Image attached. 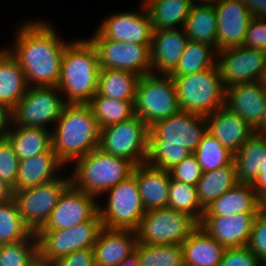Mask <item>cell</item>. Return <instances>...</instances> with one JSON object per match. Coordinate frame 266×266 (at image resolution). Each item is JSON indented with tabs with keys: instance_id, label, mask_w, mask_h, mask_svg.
Returning a JSON list of instances; mask_svg holds the SVG:
<instances>
[{
	"instance_id": "1",
	"label": "cell",
	"mask_w": 266,
	"mask_h": 266,
	"mask_svg": "<svg viewBox=\"0 0 266 266\" xmlns=\"http://www.w3.org/2000/svg\"><path fill=\"white\" fill-rule=\"evenodd\" d=\"M47 22L30 21L21 25L13 48L7 49L24 71L28 86H56L66 46Z\"/></svg>"
},
{
	"instance_id": "2",
	"label": "cell",
	"mask_w": 266,
	"mask_h": 266,
	"mask_svg": "<svg viewBox=\"0 0 266 266\" xmlns=\"http://www.w3.org/2000/svg\"><path fill=\"white\" fill-rule=\"evenodd\" d=\"M206 133V116L179 110L149 127L146 162L169 170L194 153Z\"/></svg>"
},
{
	"instance_id": "3",
	"label": "cell",
	"mask_w": 266,
	"mask_h": 266,
	"mask_svg": "<svg viewBox=\"0 0 266 266\" xmlns=\"http://www.w3.org/2000/svg\"><path fill=\"white\" fill-rule=\"evenodd\" d=\"M52 133V149L65 165L99 147L100 130L87 104H67Z\"/></svg>"
},
{
	"instance_id": "4",
	"label": "cell",
	"mask_w": 266,
	"mask_h": 266,
	"mask_svg": "<svg viewBox=\"0 0 266 266\" xmlns=\"http://www.w3.org/2000/svg\"><path fill=\"white\" fill-rule=\"evenodd\" d=\"M99 60L88 39L71 41L65 48L57 84L67 104H87L97 93Z\"/></svg>"
},
{
	"instance_id": "5",
	"label": "cell",
	"mask_w": 266,
	"mask_h": 266,
	"mask_svg": "<svg viewBox=\"0 0 266 266\" xmlns=\"http://www.w3.org/2000/svg\"><path fill=\"white\" fill-rule=\"evenodd\" d=\"M70 184L88 195L99 197L133 172L134 165L124 158L96 148L84 157L76 159Z\"/></svg>"
},
{
	"instance_id": "6",
	"label": "cell",
	"mask_w": 266,
	"mask_h": 266,
	"mask_svg": "<svg viewBox=\"0 0 266 266\" xmlns=\"http://www.w3.org/2000/svg\"><path fill=\"white\" fill-rule=\"evenodd\" d=\"M172 78L180 110L207 116L225 106V88L218 65Z\"/></svg>"
},
{
	"instance_id": "7",
	"label": "cell",
	"mask_w": 266,
	"mask_h": 266,
	"mask_svg": "<svg viewBox=\"0 0 266 266\" xmlns=\"http://www.w3.org/2000/svg\"><path fill=\"white\" fill-rule=\"evenodd\" d=\"M161 77V78H160ZM180 110L175 84L170 75L149 73L139 77L134 113L150 127Z\"/></svg>"
},
{
	"instance_id": "8",
	"label": "cell",
	"mask_w": 266,
	"mask_h": 266,
	"mask_svg": "<svg viewBox=\"0 0 266 266\" xmlns=\"http://www.w3.org/2000/svg\"><path fill=\"white\" fill-rule=\"evenodd\" d=\"M198 226L191 215L165 207L146 211L135 232L141 244L181 245Z\"/></svg>"
},
{
	"instance_id": "9",
	"label": "cell",
	"mask_w": 266,
	"mask_h": 266,
	"mask_svg": "<svg viewBox=\"0 0 266 266\" xmlns=\"http://www.w3.org/2000/svg\"><path fill=\"white\" fill-rule=\"evenodd\" d=\"M102 228L97 213L91 220L68 229L39 230L36 233L39 261L51 264L77 250L93 247Z\"/></svg>"
},
{
	"instance_id": "10",
	"label": "cell",
	"mask_w": 266,
	"mask_h": 266,
	"mask_svg": "<svg viewBox=\"0 0 266 266\" xmlns=\"http://www.w3.org/2000/svg\"><path fill=\"white\" fill-rule=\"evenodd\" d=\"M106 207L98 206L102 226L107 229L135 231L146 210L142 204L134 172L106 191Z\"/></svg>"
},
{
	"instance_id": "11",
	"label": "cell",
	"mask_w": 266,
	"mask_h": 266,
	"mask_svg": "<svg viewBox=\"0 0 266 266\" xmlns=\"http://www.w3.org/2000/svg\"><path fill=\"white\" fill-rule=\"evenodd\" d=\"M149 127L137 115L101 128L99 147L103 152L129 160L134 166L147 160Z\"/></svg>"
},
{
	"instance_id": "12",
	"label": "cell",
	"mask_w": 266,
	"mask_h": 266,
	"mask_svg": "<svg viewBox=\"0 0 266 266\" xmlns=\"http://www.w3.org/2000/svg\"><path fill=\"white\" fill-rule=\"evenodd\" d=\"M56 86H28L24 97L12 109L13 123L22 127L47 129L48 123H56L67 105Z\"/></svg>"
},
{
	"instance_id": "13",
	"label": "cell",
	"mask_w": 266,
	"mask_h": 266,
	"mask_svg": "<svg viewBox=\"0 0 266 266\" xmlns=\"http://www.w3.org/2000/svg\"><path fill=\"white\" fill-rule=\"evenodd\" d=\"M88 40L96 49L100 69L126 70L140 77L152 73L150 44L102 38L97 32Z\"/></svg>"
},
{
	"instance_id": "14",
	"label": "cell",
	"mask_w": 266,
	"mask_h": 266,
	"mask_svg": "<svg viewBox=\"0 0 266 266\" xmlns=\"http://www.w3.org/2000/svg\"><path fill=\"white\" fill-rule=\"evenodd\" d=\"M59 177L49 183L14 192L25 225L37 233L48 221L63 191L70 185V177Z\"/></svg>"
},
{
	"instance_id": "15",
	"label": "cell",
	"mask_w": 266,
	"mask_h": 266,
	"mask_svg": "<svg viewBox=\"0 0 266 266\" xmlns=\"http://www.w3.org/2000/svg\"><path fill=\"white\" fill-rule=\"evenodd\" d=\"M222 85L229 86L261 81L266 68V52L244 46L217 52Z\"/></svg>"
},
{
	"instance_id": "16",
	"label": "cell",
	"mask_w": 266,
	"mask_h": 266,
	"mask_svg": "<svg viewBox=\"0 0 266 266\" xmlns=\"http://www.w3.org/2000/svg\"><path fill=\"white\" fill-rule=\"evenodd\" d=\"M96 197L75 189L71 184L60 195L48 221L40 230L68 229L91 220L98 213Z\"/></svg>"
},
{
	"instance_id": "17",
	"label": "cell",
	"mask_w": 266,
	"mask_h": 266,
	"mask_svg": "<svg viewBox=\"0 0 266 266\" xmlns=\"http://www.w3.org/2000/svg\"><path fill=\"white\" fill-rule=\"evenodd\" d=\"M214 6L217 15V52L242 46L253 15L241 0H218Z\"/></svg>"
},
{
	"instance_id": "18",
	"label": "cell",
	"mask_w": 266,
	"mask_h": 266,
	"mask_svg": "<svg viewBox=\"0 0 266 266\" xmlns=\"http://www.w3.org/2000/svg\"><path fill=\"white\" fill-rule=\"evenodd\" d=\"M143 12L111 14L101 23L96 32L102 38L121 42L151 44L153 28L148 12L142 3Z\"/></svg>"
},
{
	"instance_id": "19",
	"label": "cell",
	"mask_w": 266,
	"mask_h": 266,
	"mask_svg": "<svg viewBox=\"0 0 266 266\" xmlns=\"http://www.w3.org/2000/svg\"><path fill=\"white\" fill-rule=\"evenodd\" d=\"M266 88L261 81L240 83L225 89V106L241 116L255 131L262 122Z\"/></svg>"
},
{
	"instance_id": "20",
	"label": "cell",
	"mask_w": 266,
	"mask_h": 266,
	"mask_svg": "<svg viewBox=\"0 0 266 266\" xmlns=\"http://www.w3.org/2000/svg\"><path fill=\"white\" fill-rule=\"evenodd\" d=\"M257 214L203 216L199 222L209 235L225 248L247 246Z\"/></svg>"
},
{
	"instance_id": "21",
	"label": "cell",
	"mask_w": 266,
	"mask_h": 266,
	"mask_svg": "<svg viewBox=\"0 0 266 266\" xmlns=\"http://www.w3.org/2000/svg\"><path fill=\"white\" fill-rule=\"evenodd\" d=\"M188 42L189 38L184 28H181V31L177 28L153 30L150 44L152 73L156 69L161 75H170L180 61Z\"/></svg>"
},
{
	"instance_id": "22",
	"label": "cell",
	"mask_w": 266,
	"mask_h": 266,
	"mask_svg": "<svg viewBox=\"0 0 266 266\" xmlns=\"http://www.w3.org/2000/svg\"><path fill=\"white\" fill-rule=\"evenodd\" d=\"M207 132L236 154L255 130L226 106L206 116Z\"/></svg>"
},
{
	"instance_id": "23",
	"label": "cell",
	"mask_w": 266,
	"mask_h": 266,
	"mask_svg": "<svg viewBox=\"0 0 266 266\" xmlns=\"http://www.w3.org/2000/svg\"><path fill=\"white\" fill-rule=\"evenodd\" d=\"M138 190L146 211L168 206L171 176L169 170L147 162L134 166Z\"/></svg>"
},
{
	"instance_id": "24",
	"label": "cell",
	"mask_w": 266,
	"mask_h": 266,
	"mask_svg": "<svg viewBox=\"0 0 266 266\" xmlns=\"http://www.w3.org/2000/svg\"><path fill=\"white\" fill-rule=\"evenodd\" d=\"M136 245L135 231L103 227L93 246L96 266H117L135 251Z\"/></svg>"
},
{
	"instance_id": "25",
	"label": "cell",
	"mask_w": 266,
	"mask_h": 266,
	"mask_svg": "<svg viewBox=\"0 0 266 266\" xmlns=\"http://www.w3.org/2000/svg\"><path fill=\"white\" fill-rule=\"evenodd\" d=\"M261 199L251 184L238 183L205 208L203 216H229L234 213L258 214Z\"/></svg>"
},
{
	"instance_id": "26",
	"label": "cell",
	"mask_w": 266,
	"mask_h": 266,
	"mask_svg": "<svg viewBox=\"0 0 266 266\" xmlns=\"http://www.w3.org/2000/svg\"><path fill=\"white\" fill-rule=\"evenodd\" d=\"M64 164L51 149L29 159L19 161L18 173L13 192L49 183L57 178L54 175Z\"/></svg>"
},
{
	"instance_id": "27",
	"label": "cell",
	"mask_w": 266,
	"mask_h": 266,
	"mask_svg": "<svg viewBox=\"0 0 266 266\" xmlns=\"http://www.w3.org/2000/svg\"><path fill=\"white\" fill-rule=\"evenodd\" d=\"M181 246L186 266H218L226 249L200 226Z\"/></svg>"
},
{
	"instance_id": "28",
	"label": "cell",
	"mask_w": 266,
	"mask_h": 266,
	"mask_svg": "<svg viewBox=\"0 0 266 266\" xmlns=\"http://www.w3.org/2000/svg\"><path fill=\"white\" fill-rule=\"evenodd\" d=\"M266 156V134L254 132L234 154L238 183L252 184Z\"/></svg>"
},
{
	"instance_id": "29",
	"label": "cell",
	"mask_w": 266,
	"mask_h": 266,
	"mask_svg": "<svg viewBox=\"0 0 266 266\" xmlns=\"http://www.w3.org/2000/svg\"><path fill=\"white\" fill-rule=\"evenodd\" d=\"M28 88L24 71L6 49L0 50V103L13 109Z\"/></svg>"
},
{
	"instance_id": "30",
	"label": "cell",
	"mask_w": 266,
	"mask_h": 266,
	"mask_svg": "<svg viewBox=\"0 0 266 266\" xmlns=\"http://www.w3.org/2000/svg\"><path fill=\"white\" fill-rule=\"evenodd\" d=\"M11 127L6 138L12 144L19 161L47 153L52 149V133L47 129L22 127L12 123Z\"/></svg>"
},
{
	"instance_id": "31",
	"label": "cell",
	"mask_w": 266,
	"mask_h": 266,
	"mask_svg": "<svg viewBox=\"0 0 266 266\" xmlns=\"http://www.w3.org/2000/svg\"><path fill=\"white\" fill-rule=\"evenodd\" d=\"M153 30L183 28L193 4L191 0H143ZM176 26V27H175Z\"/></svg>"
},
{
	"instance_id": "32",
	"label": "cell",
	"mask_w": 266,
	"mask_h": 266,
	"mask_svg": "<svg viewBox=\"0 0 266 266\" xmlns=\"http://www.w3.org/2000/svg\"><path fill=\"white\" fill-rule=\"evenodd\" d=\"M236 184H238V181L236 179L234 160L224 167L202 172L201 178L196 185L197 196L201 206L205 209Z\"/></svg>"
},
{
	"instance_id": "33",
	"label": "cell",
	"mask_w": 266,
	"mask_h": 266,
	"mask_svg": "<svg viewBox=\"0 0 266 266\" xmlns=\"http://www.w3.org/2000/svg\"><path fill=\"white\" fill-rule=\"evenodd\" d=\"M190 41L215 47L217 15L214 5H193L183 27Z\"/></svg>"
},
{
	"instance_id": "34",
	"label": "cell",
	"mask_w": 266,
	"mask_h": 266,
	"mask_svg": "<svg viewBox=\"0 0 266 266\" xmlns=\"http://www.w3.org/2000/svg\"><path fill=\"white\" fill-rule=\"evenodd\" d=\"M137 74L118 69H100L97 94L116 100L135 101Z\"/></svg>"
},
{
	"instance_id": "35",
	"label": "cell",
	"mask_w": 266,
	"mask_h": 266,
	"mask_svg": "<svg viewBox=\"0 0 266 266\" xmlns=\"http://www.w3.org/2000/svg\"><path fill=\"white\" fill-rule=\"evenodd\" d=\"M217 59L215 47L189 40L180 61L170 76L180 77L207 70L217 65Z\"/></svg>"
},
{
	"instance_id": "36",
	"label": "cell",
	"mask_w": 266,
	"mask_h": 266,
	"mask_svg": "<svg viewBox=\"0 0 266 266\" xmlns=\"http://www.w3.org/2000/svg\"><path fill=\"white\" fill-rule=\"evenodd\" d=\"M134 102L116 100L96 93L87 105L91 108L99 127L104 128L134 116Z\"/></svg>"
},
{
	"instance_id": "37",
	"label": "cell",
	"mask_w": 266,
	"mask_h": 266,
	"mask_svg": "<svg viewBox=\"0 0 266 266\" xmlns=\"http://www.w3.org/2000/svg\"><path fill=\"white\" fill-rule=\"evenodd\" d=\"M139 266H183L181 245H150L137 242L135 247Z\"/></svg>"
},
{
	"instance_id": "38",
	"label": "cell",
	"mask_w": 266,
	"mask_h": 266,
	"mask_svg": "<svg viewBox=\"0 0 266 266\" xmlns=\"http://www.w3.org/2000/svg\"><path fill=\"white\" fill-rule=\"evenodd\" d=\"M39 261L36 233L25 240L0 245V266H34Z\"/></svg>"
},
{
	"instance_id": "39",
	"label": "cell",
	"mask_w": 266,
	"mask_h": 266,
	"mask_svg": "<svg viewBox=\"0 0 266 266\" xmlns=\"http://www.w3.org/2000/svg\"><path fill=\"white\" fill-rule=\"evenodd\" d=\"M31 233L21 218L14 198L0 203V245L25 240Z\"/></svg>"
},
{
	"instance_id": "40",
	"label": "cell",
	"mask_w": 266,
	"mask_h": 266,
	"mask_svg": "<svg viewBox=\"0 0 266 266\" xmlns=\"http://www.w3.org/2000/svg\"><path fill=\"white\" fill-rule=\"evenodd\" d=\"M193 154L196 156L202 172L224 167L234 160V154L209 132L203 136Z\"/></svg>"
},
{
	"instance_id": "41",
	"label": "cell",
	"mask_w": 266,
	"mask_h": 266,
	"mask_svg": "<svg viewBox=\"0 0 266 266\" xmlns=\"http://www.w3.org/2000/svg\"><path fill=\"white\" fill-rule=\"evenodd\" d=\"M167 207L191 215L198 223L205 212L198 200L197 187L174 179L170 180Z\"/></svg>"
},
{
	"instance_id": "42",
	"label": "cell",
	"mask_w": 266,
	"mask_h": 266,
	"mask_svg": "<svg viewBox=\"0 0 266 266\" xmlns=\"http://www.w3.org/2000/svg\"><path fill=\"white\" fill-rule=\"evenodd\" d=\"M19 159L7 138L0 139V179L12 188L16 183Z\"/></svg>"
},
{
	"instance_id": "43",
	"label": "cell",
	"mask_w": 266,
	"mask_h": 266,
	"mask_svg": "<svg viewBox=\"0 0 266 266\" xmlns=\"http://www.w3.org/2000/svg\"><path fill=\"white\" fill-rule=\"evenodd\" d=\"M171 179L196 186L202 175V169L192 153L180 163L169 169Z\"/></svg>"
},
{
	"instance_id": "44",
	"label": "cell",
	"mask_w": 266,
	"mask_h": 266,
	"mask_svg": "<svg viewBox=\"0 0 266 266\" xmlns=\"http://www.w3.org/2000/svg\"><path fill=\"white\" fill-rule=\"evenodd\" d=\"M247 246L260 262L266 261V213L257 214Z\"/></svg>"
},
{
	"instance_id": "45",
	"label": "cell",
	"mask_w": 266,
	"mask_h": 266,
	"mask_svg": "<svg viewBox=\"0 0 266 266\" xmlns=\"http://www.w3.org/2000/svg\"><path fill=\"white\" fill-rule=\"evenodd\" d=\"M260 261L248 246L226 248L218 266H259Z\"/></svg>"
},
{
	"instance_id": "46",
	"label": "cell",
	"mask_w": 266,
	"mask_h": 266,
	"mask_svg": "<svg viewBox=\"0 0 266 266\" xmlns=\"http://www.w3.org/2000/svg\"><path fill=\"white\" fill-rule=\"evenodd\" d=\"M242 46L256 48L266 52V19L253 17Z\"/></svg>"
},
{
	"instance_id": "47",
	"label": "cell",
	"mask_w": 266,
	"mask_h": 266,
	"mask_svg": "<svg viewBox=\"0 0 266 266\" xmlns=\"http://www.w3.org/2000/svg\"><path fill=\"white\" fill-rule=\"evenodd\" d=\"M51 266H96L94 249L77 250L52 262Z\"/></svg>"
},
{
	"instance_id": "48",
	"label": "cell",
	"mask_w": 266,
	"mask_h": 266,
	"mask_svg": "<svg viewBox=\"0 0 266 266\" xmlns=\"http://www.w3.org/2000/svg\"><path fill=\"white\" fill-rule=\"evenodd\" d=\"M10 123H13L12 109L8 105L0 103V139L7 137Z\"/></svg>"
},
{
	"instance_id": "49",
	"label": "cell",
	"mask_w": 266,
	"mask_h": 266,
	"mask_svg": "<svg viewBox=\"0 0 266 266\" xmlns=\"http://www.w3.org/2000/svg\"><path fill=\"white\" fill-rule=\"evenodd\" d=\"M253 17L266 19V0H241Z\"/></svg>"
},
{
	"instance_id": "50",
	"label": "cell",
	"mask_w": 266,
	"mask_h": 266,
	"mask_svg": "<svg viewBox=\"0 0 266 266\" xmlns=\"http://www.w3.org/2000/svg\"><path fill=\"white\" fill-rule=\"evenodd\" d=\"M251 185L260 199L266 195V156H264L259 175Z\"/></svg>"
},
{
	"instance_id": "51",
	"label": "cell",
	"mask_w": 266,
	"mask_h": 266,
	"mask_svg": "<svg viewBox=\"0 0 266 266\" xmlns=\"http://www.w3.org/2000/svg\"><path fill=\"white\" fill-rule=\"evenodd\" d=\"M13 197V188L7 182L0 179V203L12 200Z\"/></svg>"
},
{
	"instance_id": "52",
	"label": "cell",
	"mask_w": 266,
	"mask_h": 266,
	"mask_svg": "<svg viewBox=\"0 0 266 266\" xmlns=\"http://www.w3.org/2000/svg\"><path fill=\"white\" fill-rule=\"evenodd\" d=\"M117 266H139L136 251L127 256L123 261H121Z\"/></svg>"
},
{
	"instance_id": "53",
	"label": "cell",
	"mask_w": 266,
	"mask_h": 266,
	"mask_svg": "<svg viewBox=\"0 0 266 266\" xmlns=\"http://www.w3.org/2000/svg\"><path fill=\"white\" fill-rule=\"evenodd\" d=\"M255 132L266 134V103H265V112H264L262 122L260 123V127Z\"/></svg>"
},
{
	"instance_id": "54",
	"label": "cell",
	"mask_w": 266,
	"mask_h": 266,
	"mask_svg": "<svg viewBox=\"0 0 266 266\" xmlns=\"http://www.w3.org/2000/svg\"><path fill=\"white\" fill-rule=\"evenodd\" d=\"M199 1L198 3H196L194 0H191V3L193 5H196V4H200V5H214L218 0H197Z\"/></svg>"
},
{
	"instance_id": "55",
	"label": "cell",
	"mask_w": 266,
	"mask_h": 266,
	"mask_svg": "<svg viewBox=\"0 0 266 266\" xmlns=\"http://www.w3.org/2000/svg\"><path fill=\"white\" fill-rule=\"evenodd\" d=\"M261 211L266 213V195L261 199Z\"/></svg>"
},
{
	"instance_id": "56",
	"label": "cell",
	"mask_w": 266,
	"mask_h": 266,
	"mask_svg": "<svg viewBox=\"0 0 266 266\" xmlns=\"http://www.w3.org/2000/svg\"><path fill=\"white\" fill-rule=\"evenodd\" d=\"M261 83L266 88V68H265L263 76L261 78Z\"/></svg>"
},
{
	"instance_id": "57",
	"label": "cell",
	"mask_w": 266,
	"mask_h": 266,
	"mask_svg": "<svg viewBox=\"0 0 266 266\" xmlns=\"http://www.w3.org/2000/svg\"><path fill=\"white\" fill-rule=\"evenodd\" d=\"M34 266H51V264H46V263L38 261Z\"/></svg>"
},
{
	"instance_id": "58",
	"label": "cell",
	"mask_w": 266,
	"mask_h": 266,
	"mask_svg": "<svg viewBox=\"0 0 266 266\" xmlns=\"http://www.w3.org/2000/svg\"><path fill=\"white\" fill-rule=\"evenodd\" d=\"M259 266H266V261L260 262V265Z\"/></svg>"
}]
</instances>
